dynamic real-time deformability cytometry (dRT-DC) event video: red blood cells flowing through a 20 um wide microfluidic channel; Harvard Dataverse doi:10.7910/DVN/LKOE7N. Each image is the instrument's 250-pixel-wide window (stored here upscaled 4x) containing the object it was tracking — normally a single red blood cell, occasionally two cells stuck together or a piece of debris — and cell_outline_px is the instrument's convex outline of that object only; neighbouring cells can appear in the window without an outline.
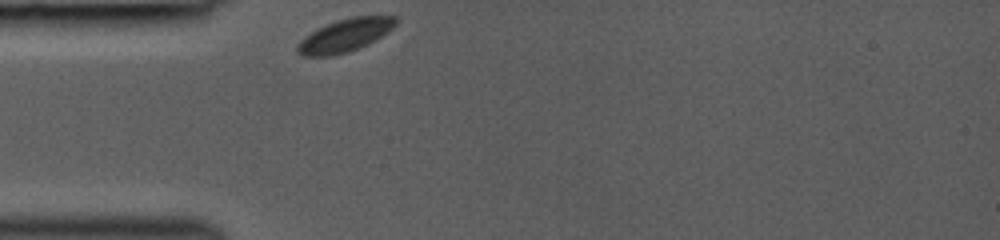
{"species": "common noctule bat (a hibernating species)", "species_latin": "Nyctalus noctula", "temperature_condition": "room temperature", "stored_images_in_passage": 15, "camera_frame_rate_fps": 3000, "um_per_image_px": 0.085, "animal": {"sex": "female", "body_mass_g": 19.0, "forearm_length_mm": 53.3}, "frame": {"image": 1, "passage_image": 1, "time_ms": 0.0, "image_size_px": [1000, 240], "cell_outline_px": [[396, 24], [392, 28], [376, 40], [368, 44], [348, 52], [332, 56], [304, 56], [296, 52], [296, 48], [300, 40], [312, 32], [336, 20], [352, 16], [396, 16]], "centroid_in_image_um": [29.33, 3.01], "position_along_channel_um": 55.7, "area_um2": 18.67}}
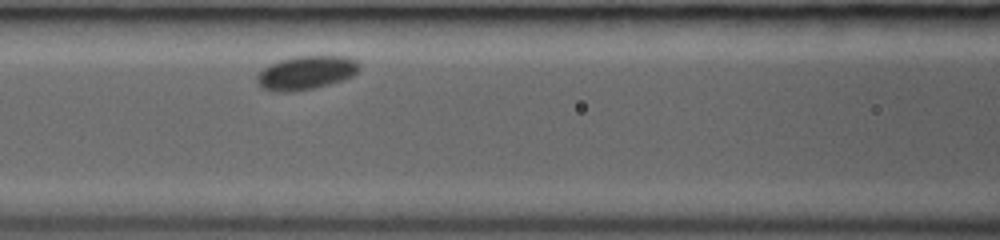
{"frame": {"image": 2, "passage_image": 8, "time_ms": 2.333, "image_size_px": [1000, 240], "cell_outline_px": [[360, 68], [352, 76], [328, 84], [312, 88], [292, 92], [280, 92], [264, 88], [256, 80], [256, 76], [268, 64], [280, 60], [296, 56], [344, 56], [356, 60], [360, 64]], "centroid_in_image_um": [26.02, 6.17], "position_along_channel_um": 140.6, "area_um2": 19.83}}
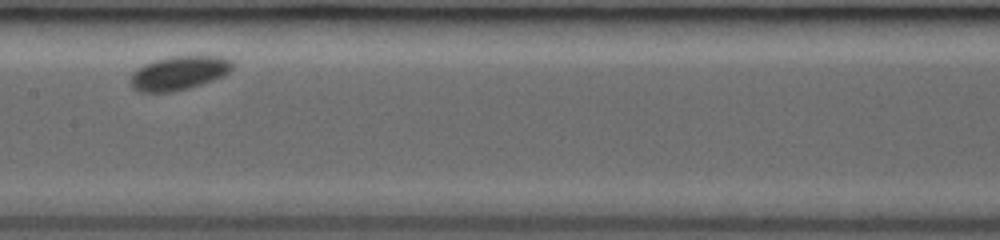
{"frame": {"image": 3, "passage_image": 12, "time_ms": 3.667, "image_size_px": [1000, 240], "cell_outline_px": [[232, 68], [224, 76], [188, 88], [172, 92], [136, 92], [132, 88], [128, 80], [132, 72], [136, 68], [152, 60], [168, 56], [220, 56], [232, 60]], "centroid_in_image_um": [15.13, 6.2], "position_along_channel_um": 192.3, "area_um2": 20.46}}